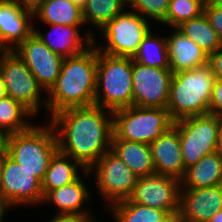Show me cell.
<instances>
[{
    "label": "cell",
    "mask_w": 222,
    "mask_h": 222,
    "mask_svg": "<svg viewBox=\"0 0 222 222\" xmlns=\"http://www.w3.org/2000/svg\"><path fill=\"white\" fill-rule=\"evenodd\" d=\"M222 157V117H219L217 150Z\"/></svg>",
    "instance_id": "cell-38"
},
{
    "label": "cell",
    "mask_w": 222,
    "mask_h": 222,
    "mask_svg": "<svg viewBox=\"0 0 222 222\" xmlns=\"http://www.w3.org/2000/svg\"><path fill=\"white\" fill-rule=\"evenodd\" d=\"M79 168L86 170L78 161L58 150L51 158L42 181L43 196L53 189L74 182L79 177Z\"/></svg>",
    "instance_id": "cell-24"
},
{
    "label": "cell",
    "mask_w": 222,
    "mask_h": 222,
    "mask_svg": "<svg viewBox=\"0 0 222 222\" xmlns=\"http://www.w3.org/2000/svg\"><path fill=\"white\" fill-rule=\"evenodd\" d=\"M27 116H34L20 102L6 96L0 99V126L11 134L28 130L32 124L27 120Z\"/></svg>",
    "instance_id": "cell-29"
},
{
    "label": "cell",
    "mask_w": 222,
    "mask_h": 222,
    "mask_svg": "<svg viewBox=\"0 0 222 222\" xmlns=\"http://www.w3.org/2000/svg\"><path fill=\"white\" fill-rule=\"evenodd\" d=\"M206 0H172L169 2L168 12L162 22L177 28L183 22L196 18L204 13Z\"/></svg>",
    "instance_id": "cell-30"
},
{
    "label": "cell",
    "mask_w": 222,
    "mask_h": 222,
    "mask_svg": "<svg viewBox=\"0 0 222 222\" xmlns=\"http://www.w3.org/2000/svg\"><path fill=\"white\" fill-rule=\"evenodd\" d=\"M215 79L208 64L174 73L167 106L172 120L208 114Z\"/></svg>",
    "instance_id": "cell-3"
},
{
    "label": "cell",
    "mask_w": 222,
    "mask_h": 222,
    "mask_svg": "<svg viewBox=\"0 0 222 222\" xmlns=\"http://www.w3.org/2000/svg\"><path fill=\"white\" fill-rule=\"evenodd\" d=\"M97 77L95 41L83 53L64 58L60 74L47 93L51 116L69 107L94 105Z\"/></svg>",
    "instance_id": "cell-2"
},
{
    "label": "cell",
    "mask_w": 222,
    "mask_h": 222,
    "mask_svg": "<svg viewBox=\"0 0 222 222\" xmlns=\"http://www.w3.org/2000/svg\"><path fill=\"white\" fill-rule=\"evenodd\" d=\"M97 106L69 107L50 116L58 150L89 170L110 150L113 111ZM57 128V129H56Z\"/></svg>",
    "instance_id": "cell-1"
},
{
    "label": "cell",
    "mask_w": 222,
    "mask_h": 222,
    "mask_svg": "<svg viewBox=\"0 0 222 222\" xmlns=\"http://www.w3.org/2000/svg\"><path fill=\"white\" fill-rule=\"evenodd\" d=\"M57 151L58 140L51 123L44 126L33 124L26 131L10 135L8 155L41 182Z\"/></svg>",
    "instance_id": "cell-5"
},
{
    "label": "cell",
    "mask_w": 222,
    "mask_h": 222,
    "mask_svg": "<svg viewBox=\"0 0 222 222\" xmlns=\"http://www.w3.org/2000/svg\"><path fill=\"white\" fill-rule=\"evenodd\" d=\"M110 150L137 177L155 174V166L149 144L121 140L113 133Z\"/></svg>",
    "instance_id": "cell-20"
},
{
    "label": "cell",
    "mask_w": 222,
    "mask_h": 222,
    "mask_svg": "<svg viewBox=\"0 0 222 222\" xmlns=\"http://www.w3.org/2000/svg\"><path fill=\"white\" fill-rule=\"evenodd\" d=\"M33 13L14 0H0V51H14L33 32Z\"/></svg>",
    "instance_id": "cell-16"
},
{
    "label": "cell",
    "mask_w": 222,
    "mask_h": 222,
    "mask_svg": "<svg viewBox=\"0 0 222 222\" xmlns=\"http://www.w3.org/2000/svg\"><path fill=\"white\" fill-rule=\"evenodd\" d=\"M222 184V157L215 151L185 170L181 189L208 188Z\"/></svg>",
    "instance_id": "cell-21"
},
{
    "label": "cell",
    "mask_w": 222,
    "mask_h": 222,
    "mask_svg": "<svg viewBox=\"0 0 222 222\" xmlns=\"http://www.w3.org/2000/svg\"><path fill=\"white\" fill-rule=\"evenodd\" d=\"M90 214H56L49 222H92Z\"/></svg>",
    "instance_id": "cell-35"
},
{
    "label": "cell",
    "mask_w": 222,
    "mask_h": 222,
    "mask_svg": "<svg viewBox=\"0 0 222 222\" xmlns=\"http://www.w3.org/2000/svg\"><path fill=\"white\" fill-rule=\"evenodd\" d=\"M209 222H222V209L216 212Z\"/></svg>",
    "instance_id": "cell-41"
},
{
    "label": "cell",
    "mask_w": 222,
    "mask_h": 222,
    "mask_svg": "<svg viewBox=\"0 0 222 222\" xmlns=\"http://www.w3.org/2000/svg\"><path fill=\"white\" fill-rule=\"evenodd\" d=\"M133 105L167 108L173 72L170 68L145 66L132 58Z\"/></svg>",
    "instance_id": "cell-11"
},
{
    "label": "cell",
    "mask_w": 222,
    "mask_h": 222,
    "mask_svg": "<svg viewBox=\"0 0 222 222\" xmlns=\"http://www.w3.org/2000/svg\"><path fill=\"white\" fill-rule=\"evenodd\" d=\"M214 7L222 9V0H208Z\"/></svg>",
    "instance_id": "cell-43"
},
{
    "label": "cell",
    "mask_w": 222,
    "mask_h": 222,
    "mask_svg": "<svg viewBox=\"0 0 222 222\" xmlns=\"http://www.w3.org/2000/svg\"><path fill=\"white\" fill-rule=\"evenodd\" d=\"M18 3L24 10L29 12H34L42 5L45 0H14Z\"/></svg>",
    "instance_id": "cell-36"
},
{
    "label": "cell",
    "mask_w": 222,
    "mask_h": 222,
    "mask_svg": "<svg viewBox=\"0 0 222 222\" xmlns=\"http://www.w3.org/2000/svg\"><path fill=\"white\" fill-rule=\"evenodd\" d=\"M179 131L185 169L217 150L219 116L196 115L174 121Z\"/></svg>",
    "instance_id": "cell-7"
},
{
    "label": "cell",
    "mask_w": 222,
    "mask_h": 222,
    "mask_svg": "<svg viewBox=\"0 0 222 222\" xmlns=\"http://www.w3.org/2000/svg\"><path fill=\"white\" fill-rule=\"evenodd\" d=\"M0 72L8 97L20 102L33 115L40 111L42 102L44 108L47 106V100L41 97L44 89L14 51H0Z\"/></svg>",
    "instance_id": "cell-9"
},
{
    "label": "cell",
    "mask_w": 222,
    "mask_h": 222,
    "mask_svg": "<svg viewBox=\"0 0 222 222\" xmlns=\"http://www.w3.org/2000/svg\"><path fill=\"white\" fill-rule=\"evenodd\" d=\"M166 37L170 69L173 74L208 64V54L180 30Z\"/></svg>",
    "instance_id": "cell-19"
},
{
    "label": "cell",
    "mask_w": 222,
    "mask_h": 222,
    "mask_svg": "<svg viewBox=\"0 0 222 222\" xmlns=\"http://www.w3.org/2000/svg\"><path fill=\"white\" fill-rule=\"evenodd\" d=\"M208 65L215 78L222 79V47L208 55Z\"/></svg>",
    "instance_id": "cell-34"
},
{
    "label": "cell",
    "mask_w": 222,
    "mask_h": 222,
    "mask_svg": "<svg viewBox=\"0 0 222 222\" xmlns=\"http://www.w3.org/2000/svg\"><path fill=\"white\" fill-rule=\"evenodd\" d=\"M14 52L26 64L47 93L60 74L64 58L51 51L34 32Z\"/></svg>",
    "instance_id": "cell-14"
},
{
    "label": "cell",
    "mask_w": 222,
    "mask_h": 222,
    "mask_svg": "<svg viewBox=\"0 0 222 222\" xmlns=\"http://www.w3.org/2000/svg\"><path fill=\"white\" fill-rule=\"evenodd\" d=\"M133 60L145 66L170 68L167 39L152 34L151 30L143 38Z\"/></svg>",
    "instance_id": "cell-27"
},
{
    "label": "cell",
    "mask_w": 222,
    "mask_h": 222,
    "mask_svg": "<svg viewBox=\"0 0 222 222\" xmlns=\"http://www.w3.org/2000/svg\"><path fill=\"white\" fill-rule=\"evenodd\" d=\"M204 13L222 41V9L214 7L209 1H206Z\"/></svg>",
    "instance_id": "cell-32"
},
{
    "label": "cell",
    "mask_w": 222,
    "mask_h": 222,
    "mask_svg": "<svg viewBox=\"0 0 222 222\" xmlns=\"http://www.w3.org/2000/svg\"><path fill=\"white\" fill-rule=\"evenodd\" d=\"M209 113L222 117V79H215L209 105Z\"/></svg>",
    "instance_id": "cell-33"
},
{
    "label": "cell",
    "mask_w": 222,
    "mask_h": 222,
    "mask_svg": "<svg viewBox=\"0 0 222 222\" xmlns=\"http://www.w3.org/2000/svg\"><path fill=\"white\" fill-rule=\"evenodd\" d=\"M149 20L135 11H123L109 21L100 32L106 44L96 48L109 56L132 57L150 31Z\"/></svg>",
    "instance_id": "cell-8"
},
{
    "label": "cell",
    "mask_w": 222,
    "mask_h": 222,
    "mask_svg": "<svg viewBox=\"0 0 222 222\" xmlns=\"http://www.w3.org/2000/svg\"><path fill=\"white\" fill-rule=\"evenodd\" d=\"M49 26L51 30L48 31L46 36L35 28L34 33L51 51L59 54L63 58L81 54L87 50L94 41L96 42L91 31L85 32L84 39L83 37L81 38L82 35L78 30L80 26H66L60 24H52ZM52 30L56 38L52 37Z\"/></svg>",
    "instance_id": "cell-18"
},
{
    "label": "cell",
    "mask_w": 222,
    "mask_h": 222,
    "mask_svg": "<svg viewBox=\"0 0 222 222\" xmlns=\"http://www.w3.org/2000/svg\"><path fill=\"white\" fill-rule=\"evenodd\" d=\"M86 186L79 176L74 182L49 191L44 196L43 202L57 206L56 214H90L82 207L85 201L90 199V191Z\"/></svg>",
    "instance_id": "cell-22"
},
{
    "label": "cell",
    "mask_w": 222,
    "mask_h": 222,
    "mask_svg": "<svg viewBox=\"0 0 222 222\" xmlns=\"http://www.w3.org/2000/svg\"><path fill=\"white\" fill-rule=\"evenodd\" d=\"M128 7V0H87L82 8L85 24L92 22L100 31Z\"/></svg>",
    "instance_id": "cell-28"
},
{
    "label": "cell",
    "mask_w": 222,
    "mask_h": 222,
    "mask_svg": "<svg viewBox=\"0 0 222 222\" xmlns=\"http://www.w3.org/2000/svg\"><path fill=\"white\" fill-rule=\"evenodd\" d=\"M177 29L192 39L208 55L222 47V41L216 30L210 25L205 13L183 22Z\"/></svg>",
    "instance_id": "cell-26"
},
{
    "label": "cell",
    "mask_w": 222,
    "mask_h": 222,
    "mask_svg": "<svg viewBox=\"0 0 222 222\" xmlns=\"http://www.w3.org/2000/svg\"><path fill=\"white\" fill-rule=\"evenodd\" d=\"M10 135V132L0 126V155L8 154Z\"/></svg>",
    "instance_id": "cell-37"
},
{
    "label": "cell",
    "mask_w": 222,
    "mask_h": 222,
    "mask_svg": "<svg viewBox=\"0 0 222 222\" xmlns=\"http://www.w3.org/2000/svg\"><path fill=\"white\" fill-rule=\"evenodd\" d=\"M4 162H5V155H0V182L3 174Z\"/></svg>",
    "instance_id": "cell-42"
},
{
    "label": "cell",
    "mask_w": 222,
    "mask_h": 222,
    "mask_svg": "<svg viewBox=\"0 0 222 222\" xmlns=\"http://www.w3.org/2000/svg\"><path fill=\"white\" fill-rule=\"evenodd\" d=\"M93 172L96 173L95 183L98 193L110 205L128 199L138 179L130 168L111 150L100 157L89 170L86 169L83 175L89 176Z\"/></svg>",
    "instance_id": "cell-10"
},
{
    "label": "cell",
    "mask_w": 222,
    "mask_h": 222,
    "mask_svg": "<svg viewBox=\"0 0 222 222\" xmlns=\"http://www.w3.org/2000/svg\"><path fill=\"white\" fill-rule=\"evenodd\" d=\"M33 17L39 18L47 25L81 26L85 24L82 8L71 0H45L34 12Z\"/></svg>",
    "instance_id": "cell-23"
},
{
    "label": "cell",
    "mask_w": 222,
    "mask_h": 222,
    "mask_svg": "<svg viewBox=\"0 0 222 222\" xmlns=\"http://www.w3.org/2000/svg\"><path fill=\"white\" fill-rule=\"evenodd\" d=\"M222 209V184L208 188L181 189L176 222H209Z\"/></svg>",
    "instance_id": "cell-15"
},
{
    "label": "cell",
    "mask_w": 222,
    "mask_h": 222,
    "mask_svg": "<svg viewBox=\"0 0 222 222\" xmlns=\"http://www.w3.org/2000/svg\"><path fill=\"white\" fill-rule=\"evenodd\" d=\"M10 208H11V206L6 201H4L0 198V222L3 221L6 211Z\"/></svg>",
    "instance_id": "cell-39"
},
{
    "label": "cell",
    "mask_w": 222,
    "mask_h": 222,
    "mask_svg": "<svg viewBox=\"0 0 222 222\" xmlns=\"http://www.w3.org/2000/svg\"><path fill=\"white\" fill-rule=\"evenodd\" d=\"M71 1L76 5L80 6L81 8H83L87 2V0H71Z\"/></svg>",
    "instance_id": "cell-44"
},
{
    "label": "cell",
    "mask_w": 222,
    "mask_h": 222,
    "mask_svg": "<svg viewBox=\"0 0 222 222\" xmlns=\"http://www.w3.org/2000/svg\"><path fill=\"white\" fill-rule=\"evenodd\" d=\"M155 173L181 180L185 167L182 159L180 135L173 125L149 144Z\"/></svg>",
    "instance_id": "cell-17"
},
{
    "label": "cell",
    "mask_w": 222,
    "mask_h": 222,
    "mask_svg": "<svg viewBox=\"0 0 222 222\" xmlns=\"http://www.w3.org/2000/svg\"><path fill=\"white\" fill-rule=\"evenodd\" d=\"M94 104L111 111L133 105L132 57L109 56L97 49Z\"/></svg>",
    "instance_id": "cell-4"
},
{
    "label": "cell",
    "mask_w": 222,
    "mask_h": 222,
    "mask_svg": "<svg viewBox=\"0 0 222 222\" xmlns=\"http://www.w3.org/2000/svg\"><path fill=\"white\" fill-rule=\"evenodd\" d=\"M169 0H128V6L146 19L162 23L167 15Z\"/></svg>",
    "instance_id": "cell-31"
},
{
    "label": "cell",
    "mask_w": 222,
    "mask_h": 222,
    "mask_svg": "<svg viewBox=\"0 0 222 222\" xmlns=\"http://www.w3.org/2000/svg\"><path fill=\"white\" fill-rule=\"evenodd\" d=\"M173 124L167 108L132 105L113 111V133L121 140L151 144Z\"/></svg>",
    "instance_id": "cell-6"
},
{
    "label": "cell",
    "mask_w": 222,
    "mask_h": 222,
    "mask_svg": "<svg viewBox=\"0 0 222 222\" xmlns=\"http://www.w3.org/2000/svg\"><path fill=\"white\" fill-rule=\"evenodd\" d=\"M0 198L11 207L21 204L38 205L43 203L44 199L42 182L6 154L0 182Z\"/></svg>",
    "instance_id": "cell-13"
},
{
    "label": "cell",
    "mask_w": 222,
    "mask_h": 222,
    "mask_svg": "<svg viewBox=\"0 0 222 222\" xmlns=\"http://www.w3.org/2000/svg\"><path fill=\"white\" fill-rule=\"evenodd\" d=\"M109 207L108 209L114 213L115 222H176L167 211L133 203L129 199L116 202Z\"/></svg>",
    "instance_id": "cell-25"
},
{
    "label": "cell",
    "mask_w": 222,
    "mask_h": 222,
    "mask_svg": "<svg viewBox=\"0 0 222 222\" xmlns=\"http://www.w3.org/2000/svg\"><path fill=\"white\" fill-rule=\"evenodd\" d=\"M180 180L160 174L138 177L129 200L167 211L175 220L180 210Z\"/></svg>",
    "instance_id": "cell-12"
},
{
    "label": "cell",
    "mask_w": 222,
    "mask_h": 222,
    "mask_svg": "<svg viewBox=\"0 0 222 222\" xmlns=\"http://www.w3.org/2000/svg\"><path fill=\"white\" fill-rule=\"evenodd\" d=\"M7 96L6 89H5V83L3 79V75L0 72V99H3Z\"/></svg>",
    "instance_id": "cell-40"
}]
</instances>
